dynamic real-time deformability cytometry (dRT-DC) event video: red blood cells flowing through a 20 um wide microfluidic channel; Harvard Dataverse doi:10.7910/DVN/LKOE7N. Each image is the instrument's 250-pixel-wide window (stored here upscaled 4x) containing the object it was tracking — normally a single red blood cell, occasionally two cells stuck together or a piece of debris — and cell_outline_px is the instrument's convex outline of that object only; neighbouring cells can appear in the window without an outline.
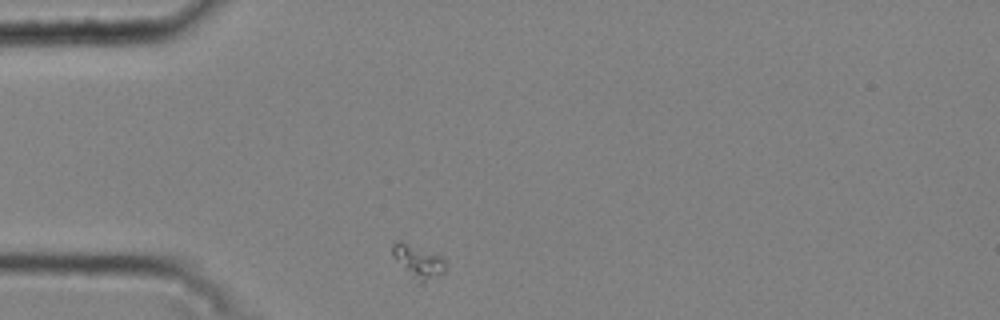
{"species": "common noctule bat (a hibernating species)", "species_latin": "Nyctalus noctula", "temperature_condition": "cold", "stored_images_in_passage": 41, "camera_frame_rate_fps": 3000, "um_per_image_px": 0.085, "animal": {"sex": "male", "body_mass_g": 20.4}, "frame": {"image": 1, "passage_image": 1, "time_ms": 0.0, "image_size_px": [1000, 320], "cell_outline_px": [[444, 272], [420, 284], [416, 284], [392, 256], [392, 244], [396, 240], [400, 240], [440, 256], [444, 260]], "centroid_in_image_um": [35.48, 22.24], "position_along_channel_um": 49.5, "area_um2": 10.17}}